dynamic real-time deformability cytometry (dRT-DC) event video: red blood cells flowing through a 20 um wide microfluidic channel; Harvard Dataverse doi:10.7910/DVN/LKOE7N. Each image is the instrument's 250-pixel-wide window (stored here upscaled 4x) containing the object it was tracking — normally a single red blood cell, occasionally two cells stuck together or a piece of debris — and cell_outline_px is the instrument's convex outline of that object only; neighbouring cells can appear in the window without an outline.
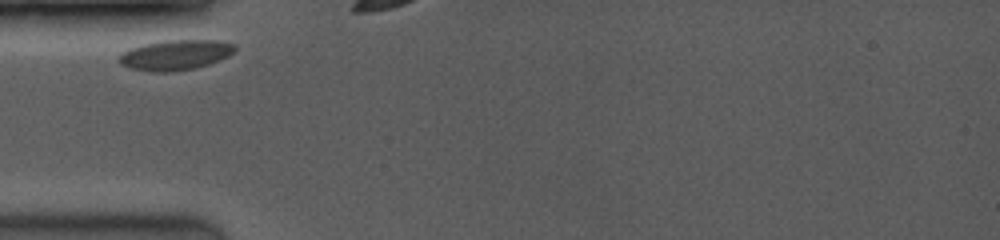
{"species": "common noctule bat (a hibernating species)", "species_latin": "Nyctalus noctula", "temperature_condition": "room temperature", "stored_images_in_passage": 3, "camera_frame_rate_fps": 3500, "um_per_image_px": 0.085, "animal": {"sex": "female", "body_mass_g": 19.0, "forearm_length_mm": 53.3}, "frame": {"image": 1, "passage_image": 1, "time_ms": 0.0, "image_size_px": [1000, 240], "cell_outline_px": [[236, 48], [228, 56], [220, 60], [196, 68], [172, 72], [148, 72], [128, 68], [120, 64], [116, 60], [128, 48], [144, 44], [168, 40], [216, 40], [232, 44]], "centroid_in_image_um": [14.85, 4.69], "position_along_channel_um": 70.2, "area_um2": 20.46}}